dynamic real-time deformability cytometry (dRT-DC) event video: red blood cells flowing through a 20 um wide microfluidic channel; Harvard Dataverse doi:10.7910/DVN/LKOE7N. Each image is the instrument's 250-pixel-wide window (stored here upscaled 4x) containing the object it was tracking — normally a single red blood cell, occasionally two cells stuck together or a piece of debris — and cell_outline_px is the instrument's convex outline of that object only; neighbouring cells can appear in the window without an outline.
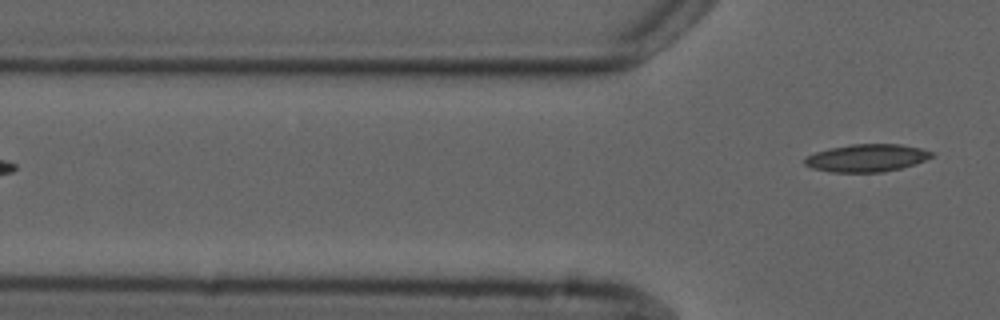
{"species": "common noctule bat (a hibernating species)", "species_latin": "Nyctalus noctula", "temperature_condition": "cold", "stored_images_in_passage": 5, "camera_frame_rate_fps": 3000, "um_per_image_px": 0.085, "animal": {"sex": "male", "forearm_length_mm": 52.5}, "frame": {"image": 1, "passage_image": 5, "time_ms": 4.667, "image_size_px": [1000, 320], "cell_outline_px": [[936, 156], [900, 168], [884, 172], [832, 172], [812, 168], [804, 164], [804, 160], [808, 156], [816, 152], [832, 148], [852, 144], [900, 144], [920, 148], [932, 152]], "centroid_in_image_um": [73.69, 13.43], "position_along_channel_um": 52.1, "area_um2": 20.17}}